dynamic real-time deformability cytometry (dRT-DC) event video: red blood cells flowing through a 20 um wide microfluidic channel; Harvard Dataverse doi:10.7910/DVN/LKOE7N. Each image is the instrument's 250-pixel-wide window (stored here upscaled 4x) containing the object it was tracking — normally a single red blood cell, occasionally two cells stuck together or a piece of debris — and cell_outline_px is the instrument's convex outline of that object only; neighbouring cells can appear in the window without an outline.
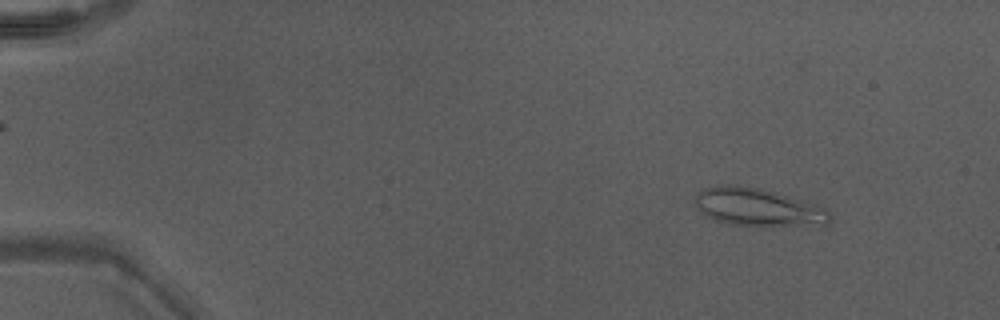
{"species": "Egyptian fruit bat (a non-hibernating species)", "species_latin": "Rousettus aegyptiacus", "temperature_condition": "warm", "stored_images_in_passage": 48, "camera_frame_rate_fps": 3000, "um_per_image_px": 0.085, "animal": {"sex": "male"}, "frame": {"image": 1, "passage_image": 6, "time_ms": 1.667, "image_size_px": [1000, 320], "cell_outline_px": [[832, 220], [828, 224], [732, 224], [716, 220], [704, 216], [696, 208], [692, 200], [704, 188], [760, 188], [816, 204], [824, 208], [832, 216]], "centroid_in_image_um": [64.42, 17.63], "position_along_channel_um": 20.6, "area_um2": 28.15}}
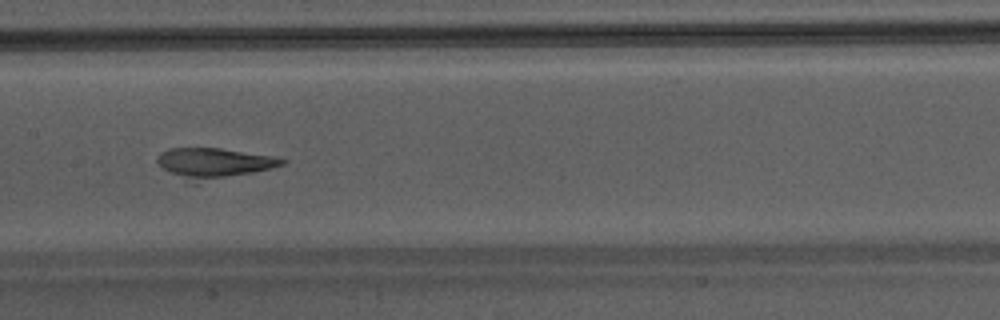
{"frame": {"image": 2, "passage_image": 26, "time_ms": 8.333, "image_size_px": [1000, 320], "cell_outline_px": [[288, 160], [284, 164], [272, 168], [252, 172], [224, 176], [184, 176], [172, 172], [164, 168], [156, 160], [156, 156], [160, 152], [168, 148], [220, 148], [272, 156]], "centroid_in_image_um": [18.24, 13.75], "position_along_channel_um": 189.2, "area_um2": 20.0}}
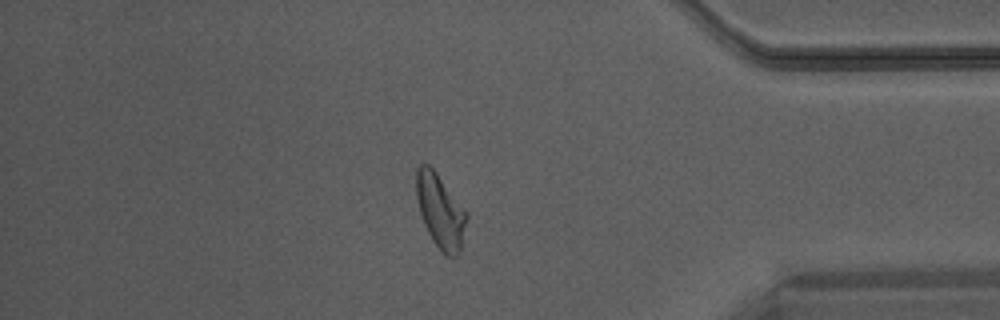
{"frame": {"image": 3, "passage_image": 42, "time_ms": 13.667, "image_size_px": [1000, 320], "cell_outline_px": [[468, 220], [460, 252], [456, 256], [444, 256], [432, 240], [424, 224], [420, 212], [416, 196], [416, 168], [420, 164], [428, 164], [436, 172], [468, 212]], "centroid_in_image_um": [37.45, 17.96], "position_along_channel_um": 397.8, "area_um2": 21.91}}